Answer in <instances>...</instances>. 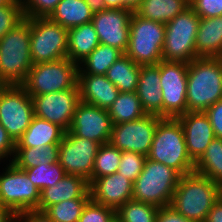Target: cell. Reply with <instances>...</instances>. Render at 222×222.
Here are the masks:
<instances>
[{
  "instance_id": "obj_1",
  "label": "cell",
  "mask_w": 222,
  "mask_h": 222,
  "mask_svg": "<svg viewBox=\"0 0 222 222\" xmlns=\"http://www.w3.org/2000/svg\"><path fill=\"white\" fill-rule=\"evenodd\" d=\"M220 197L221 185L192 172L180 177L170 205L188 220L205 222Z\"/></svg>"
},
{
  "instance_id": "obj_2",
  "label": "cell",
  "mask_w": 222,
  "mask_h": 222,
  "mask_svg": "<svg viewBox=\"0 0 222 222\" xmlns=\"http://www.w3.org/2000/svg\"><path fill=\"white\" fill-rule=\"evenodd\" d=\"M222 99V58L198 57L188 63L187 112H205Z\"/></svg>"
},
{
  "instance_id": "obj_3",
  "label": "cell",
  "mask_w": 222,
  "mask_h": 222,
  "mask_svg": "<svg viewBox=\"0 0 222 222\" xmlns=\"http://www.w3.org/2000/svg\"><path fill=\"white\" fill-rule=\"evenodd\" d=\"M147 159L160 162L176 170L181 176L194 172L183 128L176 118H162L156 127Z\"/></svg>"
},
{
  "instance_id": "obj_4",
  "label": "cell",
  "mask_w": 222,
  "mask_h": 222,
  "mask_svg": "<svg viewBox=\"0 0 222 222\" xmlns=\"http://www.w3.org/2000/svg\"><path fill=\"white\" fill-rule=\"evenodd\" d=\"M32 65L30 23L24 19L0 39V79L22 85Z\"/></svg>"
},
{
  "instance_id": "obj_5",
  "label": "cell",
  "mask_w": 222,
  "mask_h": 222,
  "mask_svg": "<svg viewBox=\"0 0 222 222\" xmlns=\"http://www.w3.org/2000/svg\"><path fill=\"white\" fill-rule=\"evenodd\" d=\"M181 175L160 162L146 159L140 175L133 183L132 199L158 208L171 204Z\"/></svg>"
},
{
  "instance_id": "obj_6",
  "label": "cell",
  "mask_w": 222,
  "mask_h": 222,
  "mask_svg": "<svg viewBox=\"0 0 222 222\" xmlns=\"http://www.w3.org/2000/svg\"><path fill=\"white\" fill-rule=\"evenodd\" d=\"M79 65L68 57L33 64L22 84L30 96L49 94L78 86Z\"/></svg>"
},
{
  "instance_id": "obj_7",
  "label": "cell",
  "mask_w": 222,
  "mask_h": 222,
  "mask_svg": "<svg viewBox=\"0 0 222 222\" xmlns=\"http://www.w3.org/2000/svg\"><path fill=\"white\" fill-rule=\"evenodd\" d=\"M200 17L189 6L174 19L165 24V38L162 48L164 61L190 63L198 58L195 39Z\"/></svg>"
},
{
  "instance_id": "obj_8",
  "label": "cell",
  "mask_w": 222,
  "mask_h": 222,
  "mask_svg": "<svg viewBox=\"0 0 222 222\" xmlns=\"http://www.w3.org/2000/svg\"><path fill=\"white\" fill-rule=\"evenodd\" d=\"M165 24L134 12L130 19L129 45L125 52L136 64L157 65L162 59Z\"/></svg>"
},
{
  "instance_id": "obj_9",
  "label": "cell",
  "mask_w": 222,
  "mask_h": 222,
  "mask_svg": "<svg viewBox=\"0 0 222 222\" xmlns=\"http://www.w3.org/2000/svg\"><path fill=\"white\" fill-rule=\"evenodd\" d=\"M30 23L32 63L53 62L67 57L68 30L49 18H25Z\"/></svg>"
},
{
  "instance_id": "obj_10",
  "label": "cell",
  "mask_w": 222,
  "mask_h": 222,
  "mask_svg": "<svg viewBox=\"0 0 222 222\" xmlns=\"http://www.w3.org/2000/svg\"><path fill=\"white\" fill-rule=\"evenodd\" d=\"M34 116L31 96L22 85H7L0 94V124L17 143Z\"/></svg>"
},
{
  "instance_id": "obj_11",
  "label": "cell",
  "mask_w": 222,
  "mask_h": 222,
  "mask_svg": "<svg viewBox=\"0 0 222 222\" xmlns=\"http://www.w3.org/2000/svg\"><path fill=\"white\" fill-rule=\"evenodd\" d=\"M39 201L40 190L23 170L10 162L0 175V204L18 214L37 209Z\"/></svg>"
},
{
  "instance_id": "obj_12",
  "label": "cell",
  "mask_w": 222,
  "mask_h": 222,
  "mask_svg": "<svg viewBox=\"0 0 222 222\" xmlns=\"http://www.w3.org/2000/svg\"><path fill=\"white\" fill-rule=\"evenodd\" d=\"M187 72V63L164 60L159 62L163 118H176L187 113Z\"/></svg>"
},
{
  "instance_id": "obj_13",
  "label": "cell",
  "mask_w": 222,
  "mask_h": 222,
  "mask_svg": "<svg viewBox=\"0 0 222 222\" xmlns=\"http://www.w3.org/2000/svg\"><path fill=\"white\" fill-rule=\"evenodd\" d=\"M100 146V143L75 136L68 130L59 144V163L66 174L81 176L89 183Z\"/></svg>"
},
{
  "instance_id": "obj_14",
  "label": "cell",
  "mask_w": 222,
  "mask_h": 222,
  "mask_svg": "<svg viewBox=\"0 0 222 222\" xmlns=\"http://www.w3.org/2000/svg\"><path fill=\"white\" fill-rule=\"evenodd\" d=\"M162 117L146 114L134 121L112 126L109 143L121 151H130L147 157L154 133Z\"/></svg>"
},
{
  "instance_id": "obj_15",
  "label": "cell",
  "mask_w": 222,
  "mask_h": 222,
  "mask_svg": "<svg viewBox=\"0 0 222 222\" xmlns=\"http://www.w3.org/2000/svg\"><path fill=\"white\" fill-rule=\"evenodd\" d=\"M31 98L35 116L60 126L65 132L70 129L76 107L80 102L79 87Z\"/></svg>"
},
{
  "instance_id": "obj_16",
  "label": "cell",
  "mask_w": 222,
  "mask_h": 222,
  "mask_svg": "<svg viewBox=\"0 0 222 222\" xmlns=\"http://www.w3.org/2000/svg\"><path fill=\"white\" fill-rule=\"evenodd\" d=\"M133 11L128 8H106L93 14L91 23L101 44L117 48L125 54L129 45L130 19Z\"/></svg>"
},
{
  "instance_id": "obj_17",
  "label": "cell",
  "mask_w": 222,
  "mask_h": 222,
  "mask_svg": "<svg viewBox=\"0 0 222 222\" xmlns=\"http://www.w3.org/2000/svg\"><path fill=\"white\" fill-rule=\"evenodd\" d=\"M112 126L107 109L80 101L69 131L75 136L105 144L109 142Z\"/></svg>"
},
{
  "instance_id": "obj_18",
  "label": "cell",
  "mask_w": 222,
  "mask_h": 222,
  "mask_svg": "<svg viewBox=\"0 0 222 222\" xmlns=\"http://www.w3.org/2000/svg\"><path fill=\"white\" fill-rule=\"evenodd\" d=\"M89 191L92 200L117 211L132 199L133 182L116 172L92 179L89 182Z\"/></svg>"
},
{
  "instance_id": "obj_19",
  "label": "cell",
  "mask_w": 222,
  "mask_h": 222,
  "mask_svg": "<svg viewBox=\"0 0 222 222\" xmlns=\"http://www.w3.org/2000/svg\"><path fill=\"white\" fill-rule=\"evenodd\" d=\"M176 119L183 128L188 154L196 162L216 137L209 117L205 112H187Z\"/></svg>"
},
{
  "instance_id": "obj_20",
  "label": "cell",
  "mask_w": 222,
  "mask_h": 222,
  "mask_svg": "<svg viewBox=\"0 0 222 222\" xmlns=\"http://www.w3.org/2000/svg\"><path fill=\"white\" fill-rule=\"evenodd\" d=\"M80 101L109 109L120 91L105 75L84 74L78 70Z\"/></svg>"
},
{
  "instance_id": "obj_21",
  "label": "cell",
  "mask_w": 222,
  "mask_h": 222,
  "mask_svg": "<svg viewBox=\"0 0 222 222\" xmlns=\"http://www.w3.org/2000/svg\"><path fill=\"white\" fill-rule=\"evenodd\" d=\"M75 198H91L89 183L81 176L65 174L56 185L40 192V201L36 210L44 211L51 205Z\"/></svg>"
},
{
  "instance_id": "obj_22",
  "label": "cell",
  "mask_w": 222,
  "mask_h": 222,
  "mask_svg": "<svg viewBox=\"0 0 222 222\" xmlns=\"http://www.w3.org/2000/svg\"><path fill=\"white\" fill-rule=\"evenodd\" d=\"M160 81L159 63L157 65H141L136 93L147 114L163 118Z\"/></svg>"
},
{
  "instance_id": "obj_23",
  "label": "cell",
  "mask_w": 222,
  "mask_h": 222,
  "mask_svg": "<svg viewBox=\"0 0 222 222\" xmlns=\"http://www.w3.org/2000/svg\"><path fill=\"white\" fill-rule=\"evenodd\" d=\"M195 50L197 57L222 58V16L200 18Z\"/></svg>"
},
{
  "instance_id": "obj_24",
  "label": "cell",
  "mask_w": 222,
  "mask_h": 222,
  "mask_svg": "<svg viewBox=\"0 0 222 222\" xmlns=\"http://www.w3.org/2000/svg\"><path fill=\"white\" fill-rule=\"evenodd\" d=\"M64 134L65 131L60 126L34 115L15 148L59 145Z\"/></svg>"
},
{
  "instance_id": "obj_25",
  "label": "cell",
  "mask_w": 222,
  "mask_h": 222,
  "mask_svg": "<svg viewBox=\"0 0 222 222\" xmlns=\"http://www.w3.org/2000/svg\"><path fill=\"white\" fill-rule=\"evenodd\" d=\"M100 44L93 24L86 23L68 30L67 57L80 64Z\"/></svg>"
},
{
  "instance_id": "obj_26",
  "label": "cell",
  "mask_w": 222,
  "mask_h": 222,
  "mask_svg": "<svg viewBox=\"0 0 222 222\" xmlns=\"http://www.w3.org/2000/svg\"><path fill=\"white\" fill-rule=\"evenodd\" d=\"M48 18L69 30L90 23L93 13L85 0H61Z\"/></svg>"
},
{
  "instance_id": "obj_27",
  "label": "cell",
  "mask_w": 222,
  "mask_h": 222,
  "mask_svg": "<svg viewBox=\"0 0 222 222\" xmlns=\"http://www.w3.org/2000/svg\"><path fill=\"white\" fill-rule=\"evenodd\" d=\"M189 6V0H143L134 13L142 18L166 24Z\"/></svg>"
},
{
  "instance_id": "obj_28",
  "label": "cell",
  "mask_w": 222,
  "mask_h": 222,
  "mask_svg": "<svg viewBox=\"0 0 222 222\" xmlns=\"http://www.w3.org/2000/svg\"><path fill=\"white\" fill-rule=\"evenodd\" d=\"M141 65L126 54L121 55L107 70L105 76L120 92H136Z\"/></svg>"
},
{
  "instance_id": "obj_29",
  "label": "cell",
  "mask_w": 222,
  "mask_h": 222,
  "mask_svg": "<svg viewBox=\"0 0 222 222\" xmlns=\"http://www.w3.org/2000/svg\"><path fill=\"white\" fill-rule=\"evenodd\" d=\"M57 161H59V145L15 148V153L11 160L21 170Z\"/></svg>"
},
{
  "instance_id": "obj_30",
  "label": "cell",
  "mask_w": 222,
  "mask_h": 222,
  "mask_svg": "<svg viewBox=\"0 0 222 222\" xmlns=\"http://www.w3.org/2000/svg\"><path fill=\"white\" fill-rule=\"evenodd\" d=\"M112 125L134 121L147 113L142 108L136 92H120L108 109Z\"/></svg>"
},
{
  "instance_id": "obj_31",
  "label": "cell",
  "mask_w": 222,
  "mask_h": 222,
  "mask_svg": "<svg viewBox=\"0 0 222 222\" xmlns=\"http://www.w3.org/2000/svg\"><path fill=\"white\" fill-rule=\"evenodd\" d=\"M194 172L222 185V138L215 137L195 162Z\"/></svg>"
},
{
  "instance_id": "obj_32",
  "label": "cell",
  "mask_w": 222,
  "mask_h": 222,
  "mask_svg": "<svg viewBox=\"0 0 222 222\" xmlns=\"http://www.w3.org/2000/svg\"><path fill=\"white\" fill-rule=\"evenodd\" d=\"M121 55H123V53L120 50H118L117 48L100 43L79 64V69L84 74L105 75L107 70L115 63V61Z\"/></svg>"
},
{
  "instance_id": "obj_33",
  "label": "cell",
  "mask_w": 222,
  "mask_h": 222,
  "mask_svg": "<svg viewBox=\"0 0 222 222\" xmlns=\"http://www.w3.org/2000/svg\"><path fill=\"white\" fill-rule=\"evenodd\" d=\"M91 198H75L47 207L43 212L53 222H78L83 209Z\"/></svg>"
},
{
  "instance_id": "obj_34",
  "label": "cell",
  "mask_w": 222,
  "mask_h": 222,
  "mask_svg": "<svg viewBox=\"0 0 222 222\" xmlns=\"http://www.w3.org/2000/svg\"><path fill=\"white\" fill-rule=\"evenodd\" d=\"M158 207L131 199L116 211L120 222H155Z\"/></svg>"
},
{
  "instance_id": "obj_35",
  "label": "cell",
  "mask_w": 222,
  "mask_h": 222,
  "mask_svg": "<svg viewBox=\"0 0 222 222\" xmlns=\"http://www.w3.org/2000/svg\"><path fill=\"white\" fill-rule=\"evenodd\" d=\"M122 151L109 142L101 144L94 161L92 179L118 172Z\"/></svg>"
},
{
  "instance_id": "obj_36",
  "label": "cell",
  "mask_w": 222,
  "mask_h": 222,
  "mask_svg": "<svg viewBox=\"0 0 222 222\" xmlns=\"http://www.w3.org/2000/svg\"><path fill=\"white\" fill-rule=\"evenodd\" d=\"M28 178L35 184L40 192L56 183L65 176V170L59 161L50 164H42L23 170Z\"/></svg>"
},
{
  "instance_id": "obj_37",
  "label": "cell",
  "mask_w": 222,
  "mask_h": 222,
  "mask_svg": "<svg viewBox=\"0 0 222 222\" xmlns=\"http://www.w3.org/2000/svg\"><path fill=\"white\" fill-rule=\"evenodd\" d=\"M147 157L130 151H122L118 173L133 183L143 170Z\"/></svg>"
},
{
  "instance_id": "obj_38",
  "label": "cell",
  "mask_w": 222,
  "mask_h": 222,
  "mask_svg": "<svg viewBox=\"0 0 222 222\" xmlns=\"http://www.w3.org/2000/svg\"><path fill=\"white\" fill-rule=\"evenodd\" d=\"M25 19L20 0L0 7V39Z\"/></svg>"
},
{
  "instance_id": "obj_39",
  "label": "cell",
  "mask_w": 222,
  "mask_h": 222,
  "mask_svg": "<svg viewBox=\"0 0 222 222\" xmlns=\"http://www.w3.org/2000/svg\"><path fill=\"white\" fill-rule=\"evenodd\" d=\"M115 218V210L90 199L84 207L78 222H111Z\"/></svg>"
},
{
  "instance_id": "obj_40",
  "label": "cell",
  "mask_w": 222,
  "mask_h": 222,
  "mask_svg": "<svg viewBox=\"0 0 222 222\" xmlns=\"http://www.w3.org/2000/svg\"><path fill=\"white\" fill-rule=\"evenodd\" d=\"M61 0H20L25 18H48Z\"/></svg>"
},
{
  "instance_id": "obj_41",
  "label": "cell",
  "mask_w": 222,
  "mask_h": 222,
  "mask_svg": "<svg viewBox=\"0 0 222 222\" xmlns=\"http://www.w3.org/2000/svg\"><path fill=\"white\" fill-rule=\"evenodd\" d=\"M189 3L200 18L222 16V0H189Z\"/></svg>"
},
{
  "instance_id": "obj_42",
  "label": "cell",
  "mask_w": 222,
  "mask_h": 222,
  "mask_svg": "<svg viewBox=\"0 0 222 222\" xmlns=\"http://www.w3.org/2000/svg\"><path fill=\"white\" fill-rule=\"evenodd\" d=\"M205 113L209 117L215 136L222 138V99L211 105Z\"/></svg>"
},
{
  "instance_id": "obj_43",
  "label": "cell",
  "mask_w": 222,
  "mask_h": 222,
  "mask_svg": "<svg viewBox=\"0 0 222 222\" xmlns=\"http://www.w3.org/2000/svg\"><path fill=\"white\" fill-rule=\"evenodd\" d=\"M155 222H194L186 219L178 213L171 205L158 209Z\"/></svg>"
},
{
  "instance_id": "obj_44",
  "label": "cell",
  "mask_w": 222,
  "mask_h": 222,
  "mask_svg": "<svg viewBox=\"0 0 222 222\" xmlns=\"http://www.w3.org/2000/svg\"><path fill=\"white\" fill-rule=\"evenodd\" d=\"M16 143L11 139L8 132L0 124V160L14 156Z\"/></svg>"
},
{
  "instance_id": "obj_45",
  "label": "cell",
  "mask_w": 222,
  "mask_h": 222,
  "mask_svg": "<svg viewBox=\"0 0 222 222\" xmlns=\"http://www.w3.org/2000/svg\"><path fill=\"white\" fill-rule=\"evenodd\" d=\"M16 222H53V221L43 211H38L35 209L16 214Z\"/></svg>"
},
{
  "instance_id": "obj_46",
  "label": "cell",
  "mask_w": 222,
  "mask_h": 222,
  "mask_svg": "<svg viewBox=\"0 0 222 222\" xmlns=\"http://www.w3.org/2000/svg\"><path fill=\"white\" fill-rule=\"evenodd\" d=\"M205 222H222V198L214 204L211 210L208 212V216Z\"/></svg>"
},
{
  "instance_id": "obj_47",
  "label": "cell",
  "mask_w": 222,
  "mask_h": 222,
  "mask_svg": "<svg viewBox=\"0 0 222 222\" xmlns=\"http://www.w3.org/2000/svg\"><path fill=\"white\" fill-rule=\"evenodd\" d=\"M0 222H16V214L8 207L0 204Z\"/></svg>"
},
{
  "instance_id": "obj_48",
  "label": "cell",
  "mask_w": 222,
  "mask_h": 222,
  "mask_svg": "<svg viewBox=\"0 0 222 222\" xmlns=\"http://www.w3.org/2000/svg\"><path fill=\"white\" fill-rule=\"evenodd\" d=\"M93 14L99 13L106 9L104 0H85Z\"/></svg>"
},
{
  "instance_id": "obj_49",
  "label": "cell",
  "mask_w": 222,
  "mask_h": 222,
  "mask_svg": "<svg viewBox=\"0 0 222 222\" xmlns=\"http://www.w3.org/2000/svg\"><path fill=\"white\" fill-rule=\"evenodd\" d=\"M141 1L143 0H119V9L128 8L134 12Z\"/></svg>"
},
{
  "instance_id": "obj_50",
  "label": "cell",
  "mask_w": 222,
  "mask_h": 222,
  "mask_svg": "<svg viewBox=\"0 0 222 222\" xmlns=\"http://www.w3.org/2000/svg\"><path fill=\"white\" fill-rule=\"evenodd\" d=\"M106 8L119 9V0H104Z\"/></svg>"
},
{
  "instance_id": "obj_51",
  "label": "cell",
  "mask_w": 222,
  "mask_h": 222,
  "mask_svg": "<svg viewBox=\"0 0 222 222\" xmlns=\"http://www.w3.org/2000/svg\"><path fill=\"white\" fill-rule=\"evenodd\" d=\"M17 0H0V7L4 6V5H8V4H13L15 3Z\"/></svg>"
},
{
  "instance_id": "obj_52",
  "label": "cell",
  "mask_w": 222,
  "mask_h": 222,
  "mask_svg": "<svg viewBox=\"0 0 222 222\" xmlns=\"http://www.w3.org/2000/svg\"><path fill=\"white\" fill-rule=\"evenodd\" d=\"M7 86V84L2 80L0 79V94H1V91Z\"/></svg>"
},
{
  "instance_id": "obj_53",
  "label": "cell",
  "mask_w": 222,
  "mask_h": 222,
  "mask_svg": "<svg viewBox=\"0 0 222 222\" xmlns=\"http://www.w3.org/2000/svg\"><path fill=\"white\" fill-rule=\"evenodd\" d=\"M111 222H120L117 218H115L113 221Z\"/></svg>"
}]
</instances>
